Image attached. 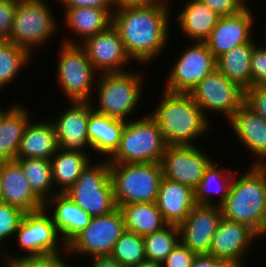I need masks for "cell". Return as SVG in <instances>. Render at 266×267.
I'll return each mask as SVG.
<instances>
[{
  "mask_svg": "<svg viewBox=\"0 0 266 267\" xmlns=\"http://www.w3.org/2000/svg\"><path fill=\"white\" fill-rule=\"evenodd\" d=\"M170 5L116 7L112 25L132 61L142 65L162 54L170 41ZM161 53V54H160Z\"/></svg>",
  "mask_w": 266,
  "mask_h": 267,
  "instance_id": "cell-1",
  "label": "cell"
},
{
  "mask_svg": "<svg viewBox=\"0 0 266 267\" xmlns=\"http://www.w3.org/2000/svg\"><path fill=\"white\" fill-rule=\"evenodd\" d=\"M161 99L149 115L156 122L167 146L195 145V139L197 141L200 136L207 134L205 132H208L211 120L189 93L165 91Z\"/></svg>",
  "mask_w": 266,
  "mask_h": 267,
  "instance_id": "cell-2",
  "label": "cell"
},
{
  "mask_svg": "<svg viewBox=\"0 0 266 267\" xmlns=\"http://www.w3.org/2000/svg\"><path fill=\"white\" fill-rule=\"evenodd\" d=\"M250 166L241 176L235 172L229 194L220 207L223 218L245 224L258 234L266 219V166Z\"/></svg>",
  "mask_w": 266,
  "mask_h": 267,
  "instance_id": "cell-3",
  "label": "cell"
},
{
  "mask_svg": "<svg viewBox=\"0 0 266 267\" xmlns=\"http://www.w3.org/2000/svg\"><path fill=\"white\" fill-rule=\"evenodd\" d=\"M144 77L141 71L132 70L99 74L94 90L97 95L95 102L98 103L91 101L93 109L109 117L128 121L141 102Z\"/></svg>",
  "mask_w": 266,
  "mask_h": 267,
  "instance_id": "cell-4",
  "label": "cell"
},
{
  "mask_svg": "<svg viewBox=\"0 0 266 267\" xmlns=\"http://www.w3.org/2000/svg\"><path fill=\"white\" fill-rule=\"evenodd\" d=\"M166 147L156 122L146 114L126 121L119 147L108 161L109 164L160 163Z\"/></svg>",
  "mask_w": 266,
  "mask_h": 267,
  "instance_id": "cell-5",
  "label": "cell"
},
{
  "mask_svg": "<svg viewBox=\"0 0 266 267\" xmlns=\"http://www.w3.org/2000/svg\"><path fill=\"white\" fill-rule=\"evenodd\" d=\"M117 207L130 203L156 202L163 177L161 164H109Z\"/></svg>",
  "mask_w": 266,
  "mask_h": 267,
  "instance_id": "cell-6",
  "label": "cell"
},
{
  "mask_svg": "<svg viewBox=\"0 0 266 267\" xmlns=\"http://www.w3.org/2000/svg\"><path fill=\"white\" fill-rule=\"evenodd\" d=\"M65 194L91 217L114 211L117 206L108 159L90 162Z\"/></svg>",
  "mask_w": 266,
  "mask_h": 267,
  "instance_id": "cell-7",
  "label": "cell"
},
{
  "mask_svg": "<svg viewBox=\"0 0 266 267\" xmlns=\"http://www.w3.org/2000/svg\"><path fill=\"white\" fill-rule=\"evenodd\" d=\"M15 237L17 238L16 241L19 243L20 248L27 253L16 256L14 253L6 254L3 252L2 254L5 259L3 263L5 264L23 258L61 256V254H63L61 253L62 250L67 256L66 244H64L61 239L50 214L47 213L44 208L39 211L26 213L16 231ZM58 246H61V248ZM59 249H61V251Z\"/></svg>",
  "mask_w": 266,
  "mask_h": 267,
  "instance_id": "cell-8",
  "label": "cell"
},
{
  "mask_svg": "<svg viewBox=\"0 0 266 267\" xmlns=\"http://www.w3.org/2000/svg\"><path fill=\"white\" fill-rule=\"evenodd\" d=\"M46 0H18L10 36L7 41L31 54L46 45L58 32L56 17Z\"/></svg>",
  "mask_w": 266,
  "mask_h": 267,
  "instance_id": "cell-9",
  "label": "cell"
},
{
  "mask_svg": "<svg viewBox=\"0 0 266 267\" xmlns=\"http://www.w3.org/2000/svg\"><path fill=\"white\" fill-rule=\"evenodd\" d=\"M57 60L58 86L69 101L91 102L94 101L95 83L100 73L88 59L85 49L80 44L61 43ZM97 74V75H96ZM95 82V83H93ZM93 93V95H92ZM92 98V99H91Z\"/></svg>",
  "mask_w": 266,
  "mask_h": 267,
  "instance_id": "cell-10",
  "label": "cell"
},
{
  "mask_svg": "<svg viewBox=\"0 0 266 267\" xmlns=\"http://www.w3.org/2000/svg\"><path fill=\"white\" fill-rule=\"evenodd\" d=\"M124 218L117 207L114 211L91 217L89 225L67 245L66 252L82 257L109 256L125 231Z\"/></svg>",
  "mask_w": 266,
  "mask_h": 267,
  "instance_id": "cell-11",
  "label": "cell"
},
{
  "mask_svg": "<svg viewBox=\"0 0 266 267\" xmlns=\"http://www.w3.org/2000/svg\"><path fill=\"white\" fill-rule=\"evenodd\" d=\"M193 101L202 109L208 118V111L220 113L230 119L236 111L246 104V89L231 82L215 68L190 92Z\"/></svg>",
  "mask_w": 266,
  "mask_h": 267,
  "instance_id": "cell-12",
  "label": "cell"
},
{
  "mask_svg": "<svg viewBox=\"0 0 266 267\" xmlns=\"http://www.w3.org/2000/svg\"><path fill=\"white\" fill-rule=\"evenodd\" d=\"M166 79L165 91L189 93L216 67V58L205 42H194L178 57Z\"/></svg>",
  "mask_w": 266,
  "mask_h": 267,
  "instance_id": "cell-13",
  "label": "cell"
},
{
  "mask_svg": "<svg viewBox=\"0 0 266 267\" xmlns=\"http://www.w3.org/2000/svg\"><path fill=\"white\" fill-rule=\"evenodd\" d=\"M213 161L197 145L167 146L160 164L163 177L194 190Z\"/></svg>",
  "mask_w": 266,
  "mask_h": 267,
  "instance_id": "cell-14",
  "label": "cell"
},
{
  "mask_svg": "<svg viewBox=\"0 0 266 267\" xmlns=\"http://www.w3.org/2000/svg\"><path fill=\"white\" fill-rule=\"evenodd\" d=\"M258 234L249 226L221 218L212 238L209 255L232 267H244L247 250Z\"/></svg>",
  "mask_w": 266,
  "mask_h": 267,
  "instance_id": "cell-15",
  "label": "cell"
},
{
  "mask_svg": "<svg viewBox=\"0 0 266 267\" xmlns=\"http://www.w3.org/2000/svg\"><path fill=\"white\" fill-rule=\"evenodd\" d=\"M98 73L125 72L131 58L125 51L118 30L111 24L105 31L80 44ZM124 67V68H123Z\"/></svg>",
  "mask_w": 266,
  "mask_h": 267,
  "instance_id": "cell-16",
  "label": "cell"
},
{
  "mask_svg": "<svg viewBox=\"0 0 266 267\" xmlns=\"http://www.w3.org/2000/svg\"><path fill=\"white\" fill-rule=\"evenodd\" d=\"M71 106L50 120L54 126L59 149L88 153L91 145L87 126L89 114L93 110L91 102L72 101ZM85 147V148H84Z\"/></svg>",
  "mask_w": 266,
  "mask_h": 267,
  "instance_id": "cell-17",
  "label": "cell"
},
{
  "mask_svg": "<svg viewBox=\"0 0 266 267\" xmlns=\"http://www.w3.org/2000/svg\"><path fill=\"white\" fill-rule=\"evenodd\" d=\"M221 218V207L195 205L178 226L180 242L197 255H209L212 238Z\"/></svg>",
  "mask_w": 266,
  "mask_h": 267,
  "instance_id": "cell-18",
  "label": "cell"
},
{
  "mask_svg": "<svg viewBox=\"0 0 266 267\" xmlns=\"http://www.w3.org/2000/svg\"><path fill=\"white\" fill-rule=\"evenodd\" d=\"M253 11L248 5L238 13L220 17L209 38L205 41L208 49L217 59L237 45L250 42L254 26Z\"/></svg>",
  "mask_w": 266,
  "mask_h": 267,
  "instance_id": "cell-19",
  "label": "cell"
},
{
  "mask_svg": "<svg viewBox=\"0 0 266 267\" xmlns=\"http://www.w3.org/2000/svg\"><path fill=\"white\" fill-rule=\"evenodd\" d=\"M228 122L236 139L257 157L251 164L266 166V121L245 104Z\"/></svg>",
  "mask_w": 266,
  "mask_h": 267,
  "instance_id": "cell-20",
  "label": "cell"
},
{
  "mask_svg": "<svg viewBox=\"0 0 266 267\" xmlns=\"http://www.w3.org/2000/svg\"><path fill=\"white\" fill-rule=\"evenodd\" d=\"M1 183V201L26 213L44 208V202L33 192L21 166L15 160L1 161Z\"/></svg>",
  "mask_w": 266,
  "mask_h": 267,
  "instance_id": "cell-21",
  "label": "cell"
},
{
  "mask_svg": "<svg viewBox=\"0 0 266 267\" xmlns=\"http://www.w3.org/2000/svg\"><path fill=\"white\" fill-rule=\"evenodd\" d=\"M53 208V211L48 209ZM44 209L58 230L64 244H68L76 235L83 231L91 220V216L79 207L65 193H56L44 202ZM49 211V212H48Z\"/></svg>",
  "mask_w": 266,
  "mask_h": 267,
  "instance_id": "cell-22",
  "label": "cell"
},
{
  "mask_svg": "<svg viewBox=\"0 0 266 267\" xmlns=\"http://www.w3.org/2000/svg\"><path fill=\"white\" fill-rule=\"evenodd\" d=\"M156 205L168 225L179 226L196 205L193 190L162 177Z\"/></svg>",
  "mask_w": 266,
  "mask_h": 267,
  "instance_id": "cell-23",
  "label": "cell"
},
{
  "mask_svg": "<svg viewBox=\"0 0 266 267\" xmlns=\"http://www.w3.org/2000/svg\"><path fill=\"white\" fill-rule=\"evenodd\" d=\"M64 11L65 19L63 22L66 27L71 29V32H74L77 38L80 37L82 40L77 43V41H73V39L67 37L62 42L64 41L67 44H81L87 38L105 31L112 24V14L115 9L76 7L64 9Z\"/></svg>",
  "mask_w": 266,
  "mask_h": 267,
  "instance_id": "cell-24",
  "label": "cell"
},
{
  "mask_svg": "<svg viewBox=\"0 0 266 267\" xmlns=\"http://www.w3.org/2000/svg\"><path fill=\"white\" fill-rule=\"evenodd\" d=\"M125 124V120L109 117L93 109L89 114L87 126L91 150H95V154L103 156L104 159H109L119 147Z\"/></svg>",
  "mask_w": 266,
  "mask_h": 267,
  "instance_id": "cell-25",
  "label": "cell"
},
{
  "mask_svg": "<svg viewBox=\"0 0 266 267\" xmlns=\"http://www.w3.org/2000/svg\"><path fill=\"white\" fill-rule=\"evenodd\" d=\"M59 149L54 126L50 120L28 122L17 151V159L50 160Z\"/></svg>",
  "mask_w": 266,
  "mask_h": 267,
  "instance_id": "cell-26",
  "label": "cell"
},
{
  "mask_svg": "<svg viewBox=\"0 0 266 267\" xmlns=\"http://www.w3.org/2000/svg\"><path fill=\"white\" fill-rule=\"evenodd\" d=\"M176 15L181 32L193 42H205L220 16L199 0H186Z\"/></svg>",
  "mask_w": 266,
  "mask_h": 267,
  "instance_id": "cell-27",
  "label": "cell"
},
{
  "mask_svg": "<svg viewBox=\"0 0 266 267\" xmlns=\"http://www.w3.org/2000/svg\"><path fill=\"white\" fill-rule=\"evenodd\" d=\"M0 119V161H14L32 113L24 105L12 103ZM31 114V115H30Z\"/></svg>",
  "mask_w": 266,
  "mask_h": 267,
  "instance_id": "cell-28",
  "label": "cell"
},
{
  "mask_svg": "<svg viewBox=\"0 0 266 267\" xmlns=\"http://www.w3.org/2000/svg\"><path fill=\"white\" fill-rule=\"evenodd\" d=\"M232 170V168L222 167L221 165L218 166L213 160L206 168L203 178L193 190L195 204L220 207L225 202L230 191L235 175ZM226 172H228L229 175ZM215 185L217 187H215ZM215 194H219L220 196V198H218L219 200H216V202L213 200Z\"/></svg>",
  "mask_w": 266,
  "mask_h": 267,
  "instance_id": "cell-29",
  "label": "cell"
},
{
  "mask_svg": "<svg viewBox=\"0 0 266 267\" xmlns=\"http://www.w3.org/2000/svg\"><path fill=\"white\" fill-rule=\"evenodd\" d=\"M256 45L252 39L225 52L216 59L217 69L231 82L245 89L252 87L251 57Z\"/></svg>",
  "mask_w": 266,
  "mask_h": 267,
  "instance_id": "cell-30",
  "label": "cell"
},
{
  "mask_svg": "<svg viewBox=\"0 0 266 267\" xmlns=\"http://www.w3.org/2000/svg\"><path fill=\"white\" fill-rule=\"evenodd\" d=\"M119 209L124 218L125 229L142 237L158 232L168 225L155 202L130 203Z\"/></svg>",
  "mask_w": 266,
  "mask_h": 267,
  "instance_id": "cell-31",
  "label": "cell"
},
{
  "mask_svg": "<svg viewBox=\"0 0 266 267\" xmlns=\"http://www.w3.org/2000/svg\"><path fill=\"white\" fill-rule=\"evenodd\" d=\"M89 153L58 149L50 159L53 183L59 193H65L80 177L82 170L91 162Z\"/></svg>",
  "mask_w": 266,
  "mask_h": 267,
  "instance_id": "cell-32",
  "label": "cell"
},
{
  "mask_svg": "<svg viewBox=\"0 0 266 267\" xmlns=\"http://www.w3.org/2000/svg\"><path fill=\"white\" fill-rule=\"evenodd\" d=\"M15 161L21 166L33 192L43 202L58 193L54 188L50 160L26 158Z\"/></svg>",
  "mask_w": 266,
  "mask_h": 267,
  "instance_id": "cell-33",
  "label": "cell"
},
{
  "mask_svg": "<svg viewBox=\"0 0 266 267\" xmlns=\"http://www.w3.org/2000/svg\"><path fill=\"white\" fill-rule=\"evenodd\" d=\"M26 49L9 41H0V89L14 81L23 67L32 59Z\"/></svg>",
  "mask_w": 266,
  "mask_h": 267,
  "instance_id": "cell-34",
  "label": "cell"
},
{
  "mask_svg": "<svg viewBox=\"0 0 266 267\" xmlns=\"http://www.w3.org/2000/svg\"><path fill=\"white\" fill-rule=\"evenodd\" d=\"M146 260L162 263L180 242L179 228L167 225L162 230L143 237Z\"/></svg>",
  "mask_w": 266,
  "mask_h": 267,
  "instance_id": "cell-35",
  "label": "cell"
},
{
  "mask_svg": "<svg viewBox=\"0 0 266 267\" xmlns=\"http://www.w3.org/2000/svg\"><path fill=\"white\" fill-rule=\"evenodd\" d=\"M123 267H132L146 260L143 237L125 230L109 255Z\"/></svg>",
  "mask_w": 266,
  "mask_h": 267,
  "instance_id": "cell-36",
  "label": "cell"
},
{
  "mask_svg": "<svg viewBox=\"0 0 266 267\" xmlns=\"http://www.w3.org/2000/svg\"><path fill=\"white\" fill-rule=\"evenodd\" d=\"M26 212L22 209L0 201V245L9 238H14L18 227ZM13 236V237H11ZM0 246V247H1ZM0 249V252H3Z\"/></svg>",
  "mask_w": 266,
  "mask_h": 267,
  "instance_id": "cell-37",
  "label": "cell"
},
{
  "mask_svg": "<svg viewBox=\"0 0 266 267\" xmlns=\"http://www.w3.org/2000/svg\"><path fill=\"white\" fill-rule=\"evenodd\" d=\"M196 253L179 242L161 263L162 267H191Z\"/></svg>",
  "mask_w": 266,
  "mask_h": 267,
  "instance_id": "cell-38",
  "label": "cell"
},
{
  "mask_svg": "<svg viewBox=\"0 0 266 267\" xmlns=\"http://www.w3.org/2000/svg\"><path fill=\"white\" fill-rule=\"evenodd\" d=\"M251 77L253 85H266V51L257 44L251 57Z\"/></svg>",
  "mask_w": 266,
  "mask_h": 267,
  "instance_id": "cell-39",
  "label": "cell"
},
{
  "mask_svg": "<svg viewBox=\"0 0 266 267\" xmlns=\"http://www.w3.org/2000/svg\"><path fill=\"white\" fill-rule=\"evenodd\" d=\"M18 0H0V41H7L14 20Z\"/></svg>",
  "mask_w": 266,
  "mask_h": 267,
  "instance_id": "cell-40",
  "label": "cell"
},
{
  "mask_svg": "<svg viewBox=\"0 0 266 267\" xmlns=\"http://www.w3.org/2000/svg\"><path fill=\"white\" fill-rule=\"evenodd\" d=\"M246 105L266 121V85L247 88Z\"/></svg>",
  "mask_w": 266,
  "mask_h": 267,
  "instance_id": "cell-41",
  "label": "cell"
},
{
  "mask_svg": "<svg viewBox=\"0 0 266 267\" xmlns=\"http://www.w3.org/2000/svg\"><path fill=\"white\" fill-rule=\"evenodd\" d=\"M207 5L220 17L232 15L243 10L247 4L245 0H199Z\"/></svg>",
  "mask_w": 266,
  "mask_h": 267,
  "instance_id": "cell-42",
  "label": "cell"
},
{
  "mask_svg": "<svg viewBox=\"0 0 266 267\" xmlns=\"http://www.w3.org/2000/svg\"><path fill=\"white\" fill-rule=\"evenodd\" d=\"M64 257L23 258L6 264V267H66L68 264Z\"/></svg>",
  "mask_w": 266,
  "mask_h": 267,
  "instance_id": "cell-43",
  "label": "cell"
},
{
  "mask_svg": "<svg viewBox=\"0 0 266 267\" xmlns=\"http://www.w3.org/2000/svg\"><path fill=\"white\" fill-rule=\"evenodd\" d=\"M65 9L76 7H96L102 9H116L114 0H57Z\"/></svg>",
  "mask_w": 266,
  "mask_h": 267,
  "instance_id": "cell-44",
  "label": "cell"
},
{
  "mask_svg": "<svg viewBox=\"0 0 266 267\" xmlns=\"http://www.w3.org/2000/svg\"><path fill=\"white\" fill-rule=\"evenodd\" d=\"M191 267H232L226 261L217 259L208 254H199L194 258Z\"/></svg>",
  "mask_w": 266,
  "mask_h": 267,
  "instance_id": "cell-45",
  "label": "cell"
},
{
  "mask_svg": "<svg viewBox=\"0 0 266 267\" xmlns=\"http://www.w3.org/2000/svg\"><path fill=\"white\" fill-rule=\"evenodd\" d=\"M116 7L170 5V0H114Z\"/></svg>",
  "mask_w": 266,
  "mask_h": 267,
  "instance_id": "cell-46",
  "label": "cell"
},
{
  "mask_svg": "<svg viewBox=\"0 0 266 267\" xmlns=\"http://www.w3.org/2000/svg\"><path fill=\"white\" fill-rule=\"evenodd\" d=\"M90 267H123L118 261L110 256H95L90 259Z\"/></svg>",
  "mask_w": 266,
  "mask_h": 267,
  "instance_id": "cell-47",
  "label": "cell"
},
{
  "mask_svg": "<svg viewBox=\"0 0 266 267\" xmlns=\"http://www.w3.org/2000/svg\"><path fill=\"white\" fill-rule=\"evenodd\" d=\"M132 267H162L161 263L145 260L138 265Z\"/></svg>",
  "mask_w": 266,
  "mask_h": 267,
  "instance_id": "cell-48",
  "label": "cell"
},
{
  "mask_svg": "<svg viewBox=\"0 0 266 267\" xmlns=\"http://www.w3.org/2000/svg\"><path fill=\"white\" fill-rule=\"evenodd\" d=\"M263 235H266V219L264 222L263 227L261 228V230L258 232V237H262Z\"/></svg>",
  "mask_w": 266,
  "mask_h": 267,
  "instance_id": "cell-49",
  "label": "cell"
},
{
  "mask_svg": "<svg viewBox=\"0 0 266 267\" xmlns=\"http://www.w3.org/2000/svg\"><path fill=\"white\" fill-rule=\"evenodd\" d=\"M1 194H2V183H1V161H0V201H1Z\"/></svg>",
  "mask_w": 266,
  "mask_h": 267,
  "instance_id": "cell-50",
  "label": "cell"
},
{
  "mask_svg": "<svg viewBox=\"0 0 266 267\" xmlns=\"http://www.w3.org/2000/svg\"><path fill=\"white\" fill-rule=\"evenodd\" d=\"M5 111H6V110H5V108H3V106L0 107V119H1L2 114H3Z\"/></svg>",
  "mask_w": 266,
  "mask_h": 267,
  "instance_id": "cell-51",
  "label": "cell"
},
{
  "mask_svg": "<svg viewBox=\"0 0 266 267\" xmlns=\"http://www.w3.org/2000/svg\"><path fill=\"white\" fill-rule=\"evenodd\" d=\"M261 47L266 51V44H265V46L262 45Z\"/></svg>",
  "mask_w": 266,
  "mask_h": 267,
  "instance_id": "cell-52",
  "label": "cell"
}]
</instances>
